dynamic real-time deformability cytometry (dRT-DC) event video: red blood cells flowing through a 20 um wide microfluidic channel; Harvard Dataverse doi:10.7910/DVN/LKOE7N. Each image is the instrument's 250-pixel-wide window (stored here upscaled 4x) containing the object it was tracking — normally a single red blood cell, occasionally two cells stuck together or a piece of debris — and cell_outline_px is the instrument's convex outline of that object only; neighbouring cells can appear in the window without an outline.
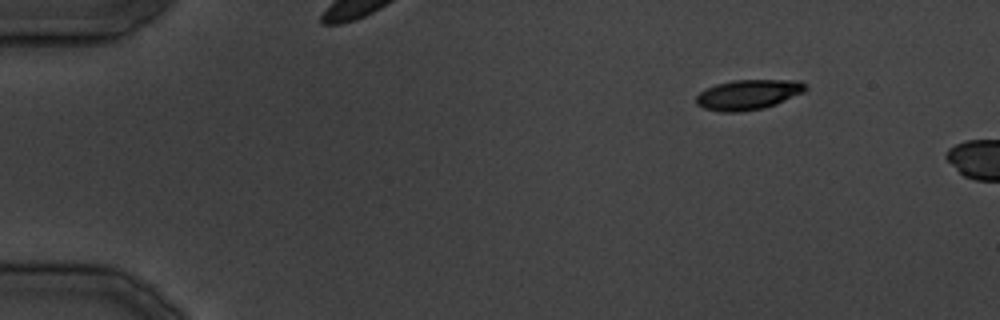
{"species": "common noctule bat (a hibernating species)", "species_latin": "Nyctalus noctula", "temperature_condition": "cold", "stored_images_in_passage": 4, "camera_frame_rate_fps": 3000, "um_per_image_px": 0.085, "animal": {"sex": "male", "body_mass_g": 19.5, "forearm_length_mm": 54.6}, "frame": {"image": 1, "passage_image": 1, "time_ms": 0.0, "image_size_px": [1000, 320], "cell_outline_px": [[808, 88], [804, 92], [776, 104], [764, 108], [740, 112], [720, 112], [704, 108], [696, 104], [696, 96], [700, 92], [716, 84], [732, 80], [800, 80]], "centroid_in_image_um": [63.6, 8.04], "position_along_channel_um": 21.4, "area_um2": 19.19}}